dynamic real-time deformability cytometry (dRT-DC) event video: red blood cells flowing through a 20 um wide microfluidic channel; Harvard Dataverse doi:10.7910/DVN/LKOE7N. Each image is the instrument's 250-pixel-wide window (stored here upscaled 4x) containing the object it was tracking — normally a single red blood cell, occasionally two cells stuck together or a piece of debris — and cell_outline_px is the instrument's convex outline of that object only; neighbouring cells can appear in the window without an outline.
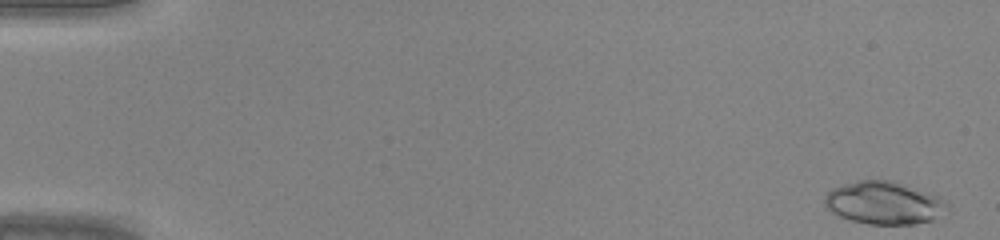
{"species": "common noctule bat (a hibernating species)", "species_latin": "Nyctalus noctula", "temperature_condition": "warm", "stored_images_in_passage": 44, "camera_frame_rate_fps": 3000, "um_per_image_px": 0.085, "animal": {"sex": "male", "body_mass_g": 20.0, "forearm_length_mm": 53.3}, "frame": {"image": 1, "passage_image": 1, "time_ms": 0.0, "image_size_px": [1000, 240], "cell_outline_px": [[940, 204], [932, 220], [916, 224], [868, 224], [852, 220], [840, 216], [832, 212], [824, 204], [824, 196], [832, 188], [844, 184], [860, 180], [892, 180], [940, 196]], "centroid_in_image_um": [74.99, 17.23], "position_along_channel_um": 10.0, "area_um2": 29.48}}
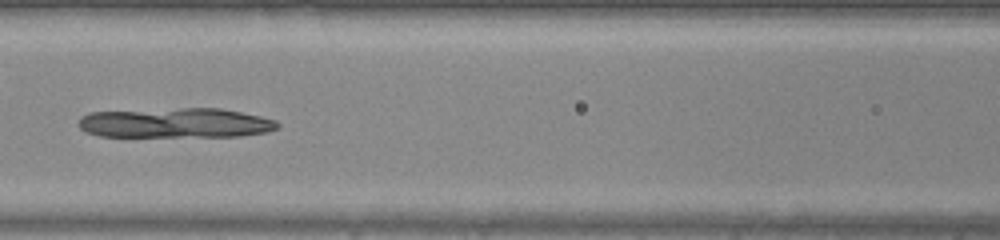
{"frame": {"image": 2, "passage_image": 21, "time_ms": 6.667, "image_size_px": [1000, 240], "cell_outline_px": [[280, 124], [276, 128], [268, 132], [240, 136], [100, 136], [84, 132], [80, 128], [80, 116], [88, 112], [180, 108], [220, 108], [260, 116], [276, 120]], "centroid_in_image_um": [14.91, 10.45], "position_along_channel_um": 151.7, "area_um2": 34.62}}
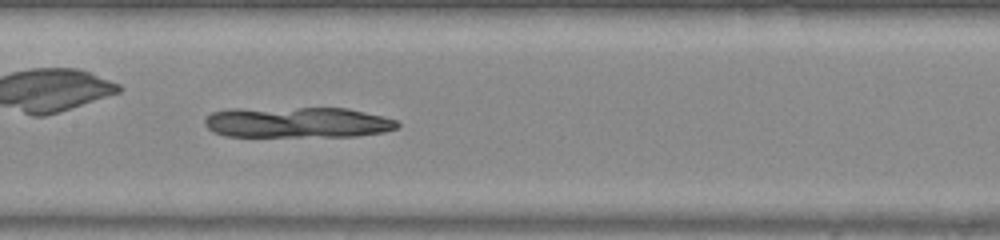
{"frame": {"image": 3, "passage_image": 23, "time_ms": 7.333, "image_size_px": [1000, 240], "cell_outline_px": [[400, 128], [384, 132], [356, 136], [224, 136], [212, 132], [204, 124], [204, 120], [212, 112], [232, 108], [348, 108], [384, 116], [396, 120], [400, 124]], "centroid_in_image_um": [25.29, 10.4], "position_along_channel_um": 182.1, "area_um2": 34.85}}